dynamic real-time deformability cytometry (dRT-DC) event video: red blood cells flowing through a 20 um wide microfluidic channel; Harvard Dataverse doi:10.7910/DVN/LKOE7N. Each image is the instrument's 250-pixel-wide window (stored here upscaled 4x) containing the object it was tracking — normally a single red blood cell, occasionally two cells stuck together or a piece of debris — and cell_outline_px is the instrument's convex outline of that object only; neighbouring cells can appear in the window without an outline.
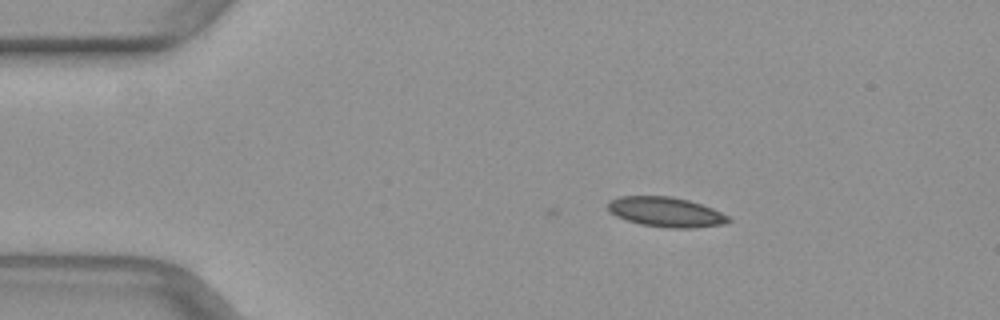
{"species": "common noctule bat (a hibernating species)", "species_latin": "Nyctalus noctula", "temperature_condition": "warm", "stored_images_in_passage": 5, "camera_frame_rate_fps": 3000, "um_per_image_px": 0.085, "animal": {"sex": "female", "body_mass_g": 29.2, "forearm_length_mm": 56.3}, "frame": {"image": 1, "passage_image": 1, "time_ms": 0.0, "image_size_px": [1000, 320], "cell_outline_px": [[732, 220], [724, 224], [692, 228], [668, 228], [640, 224], [616, 216], [608, 212], [608, 200], [620, 196], [672, 196], [688, 200], [712, 208], [728, 216]], "centroid_in_image_um": [56.57, 18.02], "position_along_channel_um": 28.4, "area_um2": 20.98}}